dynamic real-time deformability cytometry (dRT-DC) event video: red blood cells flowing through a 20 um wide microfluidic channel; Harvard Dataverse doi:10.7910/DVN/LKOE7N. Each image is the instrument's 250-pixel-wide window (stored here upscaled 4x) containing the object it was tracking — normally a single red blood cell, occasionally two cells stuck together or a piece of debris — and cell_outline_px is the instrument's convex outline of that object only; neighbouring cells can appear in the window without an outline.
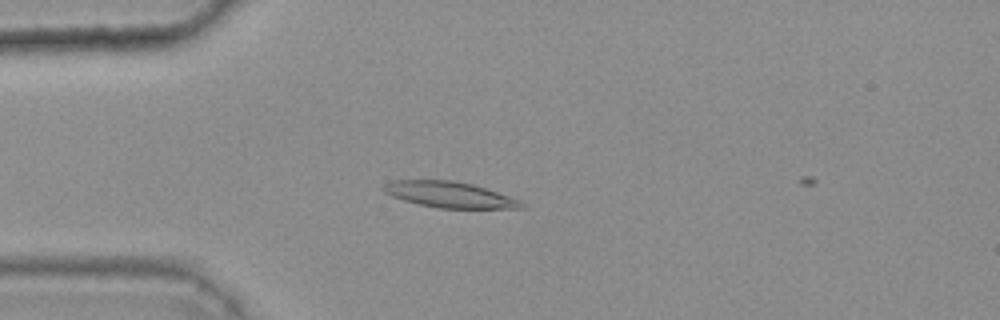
{"species": "common noctule bat (a hibernating species)", "species_latin": "Nyctalus noctula", "temperature_condition": "warm", "stored_images_in_passage": 14, "camera_frame_rate_fps": 3000, "um_per_image_px": 0.085, "animal": {"sex": "female", "body_mass_g": 25.1}, "frame": {"image": 1, "passage_image": 13, "time_ms": 4.0, "image_size_px": [1000, 320], "cell_outline_px": [[524, 208], [440, 208], [420, 204], [404, 200], [392, 196], [384, 192], [380, 188], [384, 184], [392, 180], [452, 180], [472, 184], [520, 200], [524, 204]], "centroid_in_image_um": [38.16, 16.54], "position_along_channel_um": 46.8, "area_um2": 20.58}}